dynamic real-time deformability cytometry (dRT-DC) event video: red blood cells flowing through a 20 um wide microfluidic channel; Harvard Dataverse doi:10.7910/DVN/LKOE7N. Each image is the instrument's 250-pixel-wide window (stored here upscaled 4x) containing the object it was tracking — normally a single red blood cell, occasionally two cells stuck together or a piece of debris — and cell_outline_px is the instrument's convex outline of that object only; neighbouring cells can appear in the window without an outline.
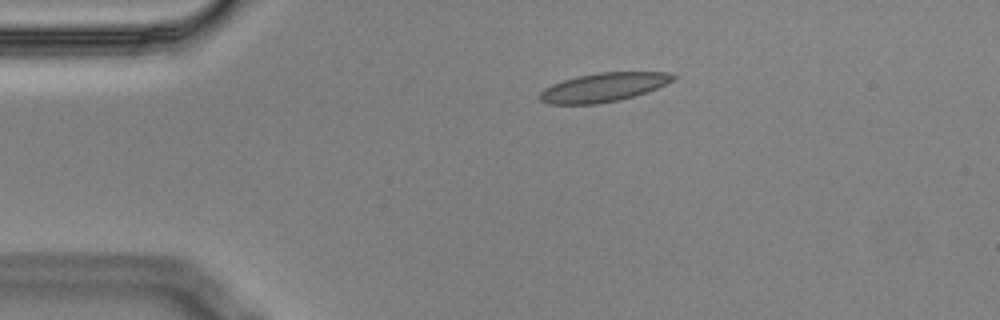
{"species": "Egyptian fruit bat (a non-hibernating species)", "species_latin": "Rousettus aegyptiacus", "temperature_condition": "cold", "stored_images_in_passage": 4, "camera_frame_rate_fps": 3000, "um_per_image_px": 0.085, "animal": {"sex": "male"}, "frame": {"image": 1, "passage_image": 3, "time_ms": 0.667, "image_size_px": [1000, 320], "cell_outline_px": [[676, 76], [672, 80], [648, 92], [620, 100], [596, 104], [548, 104], [540, 100], [540, 92], [544, 88], [552, 84], [564, 80], [580, 76], [600, 72], [668, 72]], "centroid_in_image_um": [51.28, 7.43], "position_along_channel_um": 33.7, "area_um2": 22.2}}